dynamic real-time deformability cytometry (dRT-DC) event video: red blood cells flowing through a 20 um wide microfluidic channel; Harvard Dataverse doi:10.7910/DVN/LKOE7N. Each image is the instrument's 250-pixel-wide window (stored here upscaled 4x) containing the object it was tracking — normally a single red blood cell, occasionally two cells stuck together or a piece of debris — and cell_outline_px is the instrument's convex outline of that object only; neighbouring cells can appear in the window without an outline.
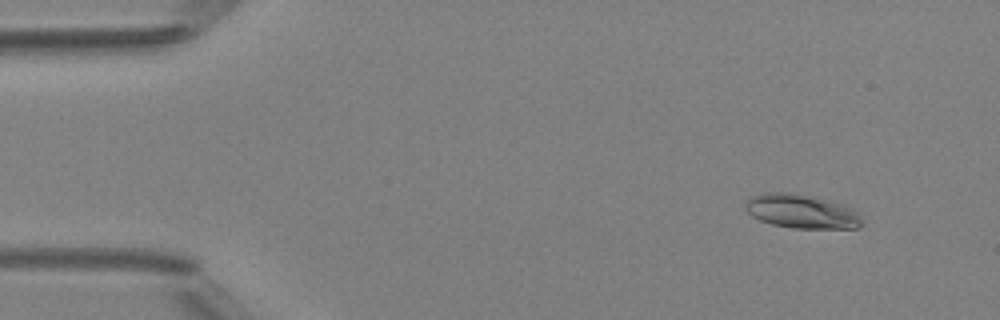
{"species": "Egyptian fruit bat (a non-hibernating species)", "species_latin": "Rousettus aegyptiacus", "temperature_condition": "room temperature", "stored_images_in_passage": 47, "camera_frame_rate_fps": 3000, "um_per_image_px": 0.085, "animal": {"sex": "female"}, "frame": {"image": 1, "passage_image": 3, "time_ms": 0.667, "image_size_px": [1000, 320], "cell_outline_px": [[860, 228], [792, 228], [772, 224], [760, 220], [752, 216], [744, 208], [744, 204], [752, 196], [764, 192], [784, 192], [812, 196], [844, 204], [852, 208], [860, 216]], "centroid_in_image_um": [68.11, 17.96], "position_along_channel_um": 16.9, "area_um2": 23.0}}
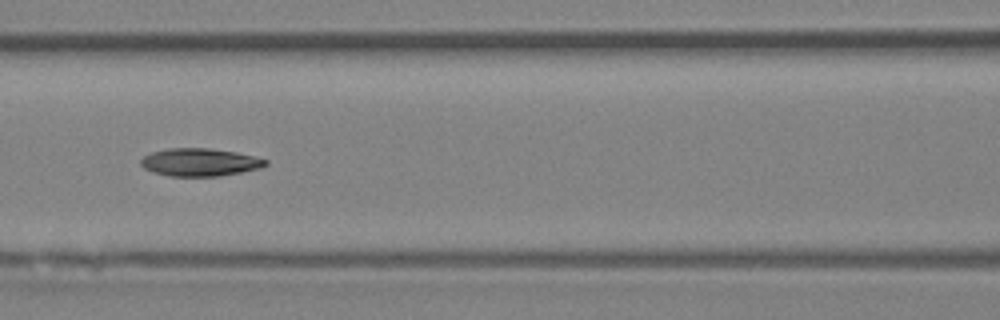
{"frame": {"image": 2, "passage_image": 20, "time_ms": 6.333, "image_size_px": [1000, 320], "cell_outline_px": [[268, 164], [260, 168], [220, 176], [168, 176], [152, 172], [144, 168], [140, 164], [140, 160], [144, 156], [152, 152], [168, 148], [208, 148], [236, 152], [256, 156], [268, 160]], "centroid_in_image_um": [16.99, 13.79], "position_along_channel_um": 149.6, "area_um2": 20.29}}
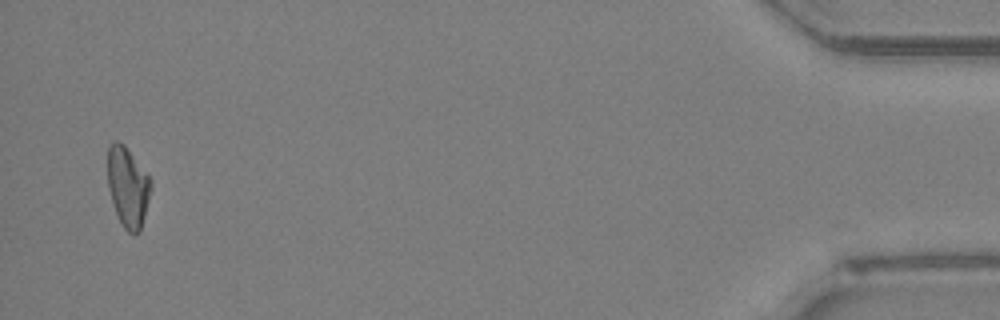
{"frame": {"image": 3, "passage_image": 46, "time_ms": 15.0, "image_size_px": [1000, 320], "cell_outline_px": [[152, 188], [140, 232], [128, 232], [124, 228], [112, 204], [108, 184], [108, 144], [116, 140], [124, 144], [152, 180]], "centroid_in_image_um": [10.87, 15.87], "position_along_channel_um": 424.3, "area_um2": 20.11}, "authors_computed_cell_mechanics": {"area_um2": 20.4612, "velocity_mm_per_s": 4.192, "shape_relaxation_time_tau1_ms": 6.556, "shape_relaxation_time_tau2_ms": 3.7301, "deformation_change_tau1": 0.1726, "deformation_change_tau2": 0.0951}}